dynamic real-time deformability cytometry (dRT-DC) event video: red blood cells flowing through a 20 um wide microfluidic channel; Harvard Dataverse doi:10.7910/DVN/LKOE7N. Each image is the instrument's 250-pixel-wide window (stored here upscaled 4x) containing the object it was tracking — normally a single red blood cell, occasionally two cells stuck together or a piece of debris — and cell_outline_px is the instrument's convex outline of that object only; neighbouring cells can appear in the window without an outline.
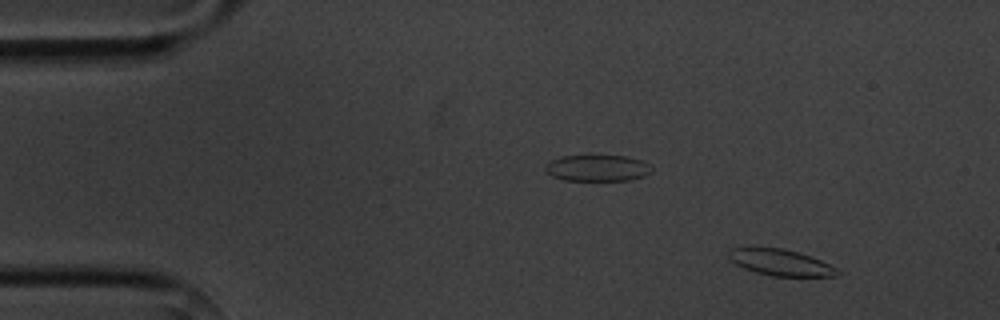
{"species": "common noctule bat (a hibernating species)", "species_latin": "Nyctalus noctula", "temperature_condition": "cold", "stored_images_in_passage": 6, "camera_frame_rate_fps": 3000, "um_per_image_px": 0.085, "animal": {"sex": "male", "body_mass_g": 20.1, "forearm_length_mm": 53.5}, "frame": {"image": 1, "passage_image": 2, "time_ms": 1.0, "image_size_px": [1000, 320], "cell_outline_px": [[840, 272], [836, 276], [772, 276], [756, 272], [744, 268], [736, 264], [728, 256], [728, 252], [732, 248], [780, 248], [800, 252], [820, 260], [836, 268]], "centroid_in_image_um": [66.36, 22.31], "position_along_channel_um": 18.6, "area_um2": 16.36}}
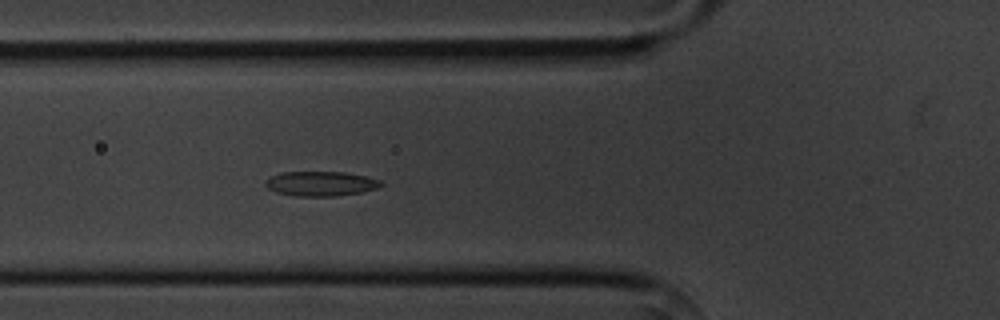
{"frame": {"image": 2, "passage_image": 6, "time_ms": 5.667, "image_size_px": [1000, 320], "cell_outline_px": [[384, 184], [380, 188], [360, 192], [336, 196], [296, 196], [276, 192], [268, 188], [264, 184], [272, 176], [280, 172], [344, 172], [364, 176], [380, 180]], "centroid_in_image_um": [27.29, 15.61], "position_along_channel_um": 98.5, "area_um2": 16.53}}